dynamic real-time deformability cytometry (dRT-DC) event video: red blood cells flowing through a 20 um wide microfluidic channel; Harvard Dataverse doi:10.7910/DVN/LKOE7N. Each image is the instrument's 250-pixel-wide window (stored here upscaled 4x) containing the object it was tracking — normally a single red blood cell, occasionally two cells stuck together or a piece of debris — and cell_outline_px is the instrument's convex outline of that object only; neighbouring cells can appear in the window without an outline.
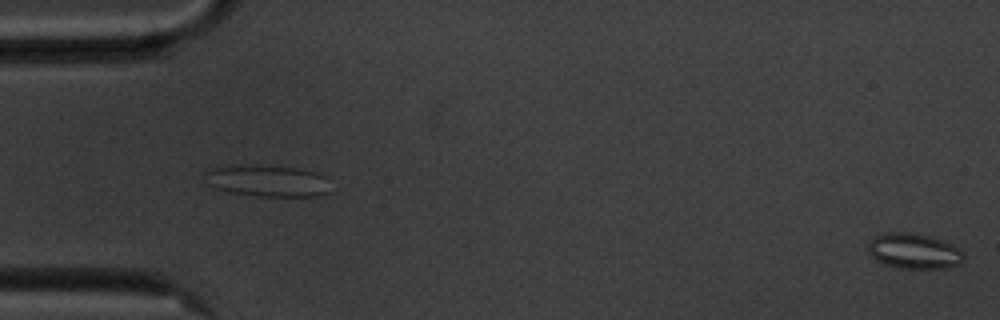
{"species": "common noctule bat (a hibernating species)", "species_latin": "Nyctalus noctula", "temperature_condition": "cold", "stored_images_in_passage": 17, "camera_frame_rate_fps": 3000, "um_per_image_px": 0.085, "animal": {"sex": "male", "body_mass_g": 20.1, "forearm_length_mm": 53.5}, "frame": {"image": 1, "passage_image": 17, "time_ms": 5.333, "image_size_px": [1000, 320], "cell_outline_px": [[964, 260], [960, 264], [948, 268], [900, 268], [884, 264], [872, 256], [868, 252], [868, 244], [876, 236], [888, 232], [904, 232], [928, 236], [952, 244], [964, 252]], "centroid_in_image_um": [77.72, 21.36], "position_along_channel_um": 7.3, "area_um2": 19.54}}